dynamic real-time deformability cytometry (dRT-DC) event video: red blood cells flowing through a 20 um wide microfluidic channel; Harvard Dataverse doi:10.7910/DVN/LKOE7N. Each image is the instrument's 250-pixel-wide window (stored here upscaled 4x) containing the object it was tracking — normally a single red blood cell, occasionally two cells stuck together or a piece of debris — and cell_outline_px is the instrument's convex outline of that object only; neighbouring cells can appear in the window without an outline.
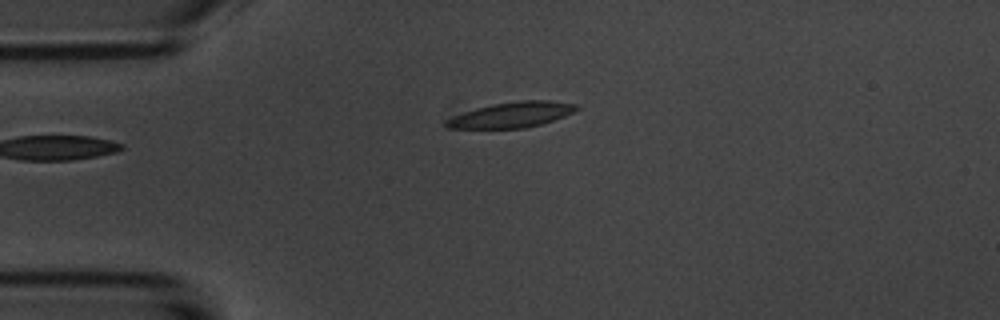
{"species": "common noctule bat (a hibernating species)", "species_latin": "Nyctalus noctula", "temperature_condition": "room temperature", "stored_images_in_passage": 2, "camera_frame_rate_fps": 3000, "um_per_image_px": 0.085, "animal": {"sex": "male", "body_mass_g": 20.1, "forearm_length_mm": 53.5}, "frame": {"image": 1, "passage_image": 1, "time_ms": 0.0, "image_size_px": [1000, 320], "cell_outline_px": [[580, 108], [564, 116], [540, 124], [524, 128], [448, 128], [444, 124], [448, 120], [464, 112], [476, 108], [492, 104], [520, 100], [548, 100], [576, 104]], "centroid_in_image_um": [43.53, 9.74], "position_along_channel_um": 41.5, "area_um2": 18.96}}